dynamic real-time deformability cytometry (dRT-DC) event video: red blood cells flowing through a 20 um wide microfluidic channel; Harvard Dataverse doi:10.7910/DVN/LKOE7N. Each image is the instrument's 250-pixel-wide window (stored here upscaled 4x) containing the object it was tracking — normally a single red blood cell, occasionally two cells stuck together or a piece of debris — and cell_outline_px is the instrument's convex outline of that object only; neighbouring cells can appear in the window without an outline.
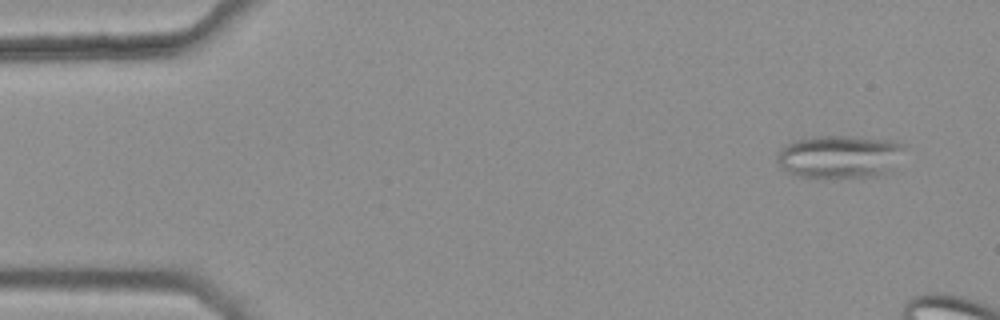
{"species": "common noctule bat (a hibernating species)", "species_latin": "Nyctalus noctula", "temperature_condition": "warm", "stored_images_in_passage": 3, "camera_frame_rate_fps": 3000, "um_per_image_px": 0.085, "animal": {"sex": "female", "body_mass_g": 25.1}, "frame": {"image": 1, "passage_image": 3, "time_ms": 0.667, "image_size_px": [1000, 320], "cell_outline_px": [[904, 144], [892, 172], [880, 176], [800, 176], [788, 172], [776, 160], [776, 156], [780, 148], [784, 144], [792, 140], [816, 136], [848, 136], [896, 140]], "centroid_in_image_um": [71.37, 13.28], "position_along_channel_um": 13.6, "area_um2": 31.73}}